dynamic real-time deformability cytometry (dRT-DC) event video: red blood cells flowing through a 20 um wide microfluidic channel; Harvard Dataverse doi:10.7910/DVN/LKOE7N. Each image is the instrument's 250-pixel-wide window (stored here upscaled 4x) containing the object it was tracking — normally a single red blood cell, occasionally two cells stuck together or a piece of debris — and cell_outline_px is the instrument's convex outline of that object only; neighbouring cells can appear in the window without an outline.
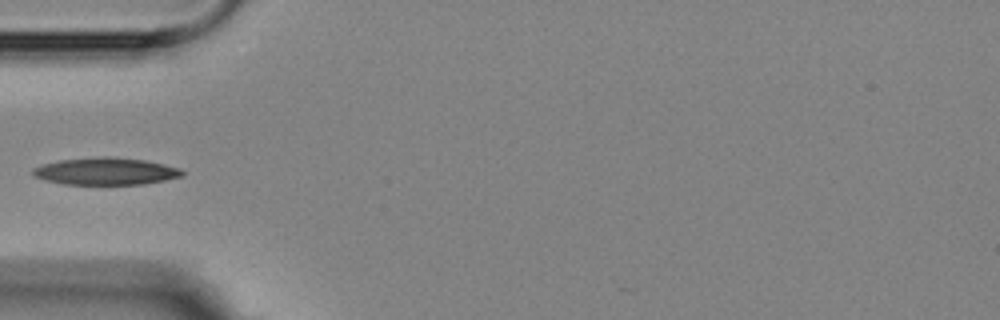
{"species": "Egyptian fruit bat (a non-hibernating species)", "species_latin": "Rousettus aegyptiacus", "temperature_condition": "room temperature", "stored_images_in_passage": 5, "camera_frame_rate_fps": 3000, "um_per_image_px": 0.085, "animal": {"sex": "female"}, "frame": {"image": 1, "passage_image": 4, "time_ms": 4.667, "image_size_px": [1000, 320], "cell_outline_px": [[184, 176], [144, 184], [64, 184], [44, 180], [32, 176], [32, 168], [44, 164], [60, 160], [104, 156], [108, 156], [144, 160], [164, 164], [180, 168], [184, 172]], "centroid_in_image_um": [8.98, 14.56], "position_along_channel_um": 76.0, "area_um2": 23.64}}
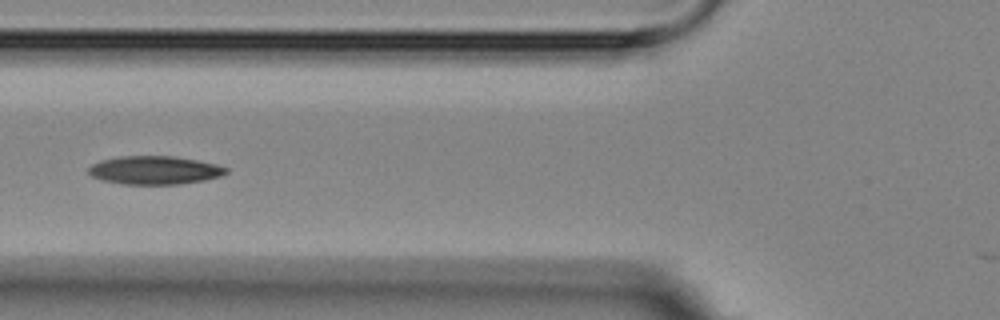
{"frame": {"image": 2, "passage_image": 5, "time_ms": 5.667, "image_size_px": [1000, 320], "cell_outline_px": [[228, 172], [220, 176], [204, 180], [180, 184], [124, 184], [104, 180], [92, 176], [88, 172], [88, 168], [92, 164], [100, 160], [120, 156], [176, 156], [216, 164], [228, 168]], "centroid_in_image_um": [13.15, 14.46], "position_along_channel_um": 112.7, "area_um2": 22.66}}